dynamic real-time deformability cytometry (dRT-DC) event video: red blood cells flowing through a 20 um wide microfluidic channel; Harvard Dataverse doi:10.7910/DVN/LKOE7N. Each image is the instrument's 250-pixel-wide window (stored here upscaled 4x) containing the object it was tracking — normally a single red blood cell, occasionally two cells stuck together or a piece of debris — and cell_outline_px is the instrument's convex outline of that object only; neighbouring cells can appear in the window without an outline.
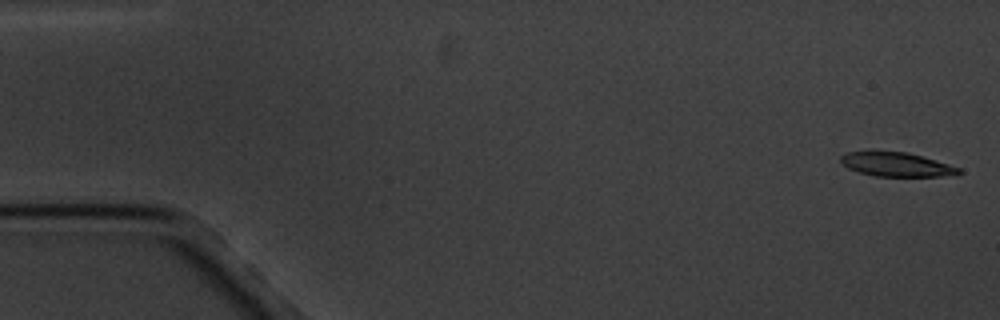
{"species": "common noctule bat (a hibernating species)", "species_latin": "Nyctalus noctula", "temperature_condition": "cold", "stored_images_in_passage": 6, "camera_frame_rate_fps": 3000, "um_per_image_px": 0.085, "animal": {"sex": "male", "body_mass_g": 20.1, "forearm_length_mm": 53.5}, "frame": {"image": 1, "passage_image": 1, "time_ms": 0.0, "image_size_px": [1000, 320], "cell_outline_px": [[964, 172], [956, 176], [876, 176], [860, 172], [848, 168], [840, 164], [840, 156], [844, 152], [872, 148], [908, 152], [936, 160], [960, 168]], "centroid_in_image_um": [76.13, 13.93], "position_along_channel_um": 8.9, "area_um2": 17.51}}
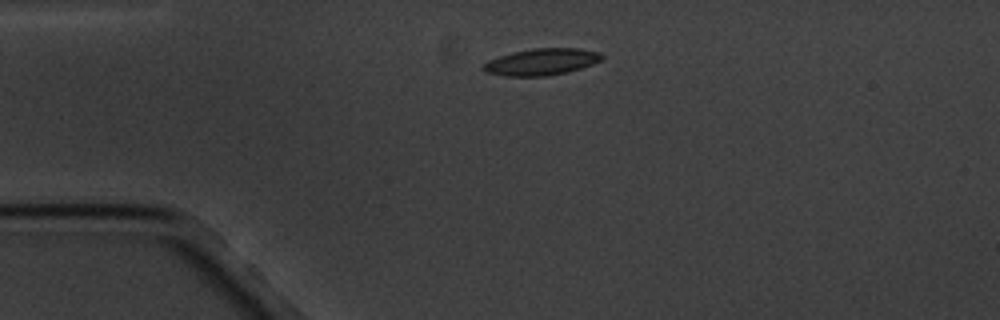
{"frame": {"image": 2, "passage_image": 6, "time_ms": 6.667, "image_size_px": [1000, 320], "cell_outline_px": [[604, 56], [600, 60], [592, 64], [568, 72], [548, 76], [504, 76], [484, 72], [480, 68], [488, 60], [512, 52], [532, 48], [580, 48], [600, 52]], "centroid_in_image_um": [46.0, 5.26], "position_along_channel_um": 39.0, "area_um2": 18.55}}